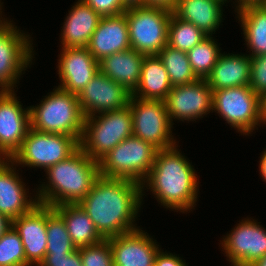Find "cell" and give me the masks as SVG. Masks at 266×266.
<instances>
[{"label":"cell","instance_id":"6da1fadb","mask_svg":"<svg viewBox=\"0 0 266 266\" xmlns=\"http://www.w3.org/2000/svg\"><path fill=\"white\" fill-rule=\"evenodd\" d=\"M103 239L132 232L141 210L142 189L139 182L124 178L99 176L91 191L78 203Z\"/></svg>","mask_w":266,"mask_h":266},{"label":"cell","instance_id":"7a4b0ae2","mask_svg":"<svg viewBox=\"0 0 266 266\" xmlns=\"http://www.w3.org/2000/svg\"><path fill=\"white\" fill-rule=\"evenodd\" d=\"M178 147L157 150L153 167L141 183L142 202L148 189L160 206L187 214L197 205L200 183L194 166Z\"/></svg>","mask_w":266,"mask_h":266},{"label":"cell","instance_id":"3957f363","mask_svg":"<svg viewBox=\"0 0 266 266\" xmlns=\"http://www.w3.org/2000/svg\"><path fill=\"white\" fill-rule=\"evenodd\" d=\"M48 179L36 190L39 203L52 207L60 204H78L90 191L100 176L99 165L80 148L66 160L45 171Z\"/></svg>","mask_w":266,"mask_h":266},{"label":"cell","instance_id":"277c9868","mask_svg":"<svg viewBox=\"0 0 266 266\" xmlns=\"http://www.w3.org/2000/svg\"><path fill=\"white\" fill-rule=\"evenodd\" d=\"M43 97L39 105L29 106L31 128L40 132L66 134L80 142L85 117L77 95L55 86Z\"/></svg>","mask_w":266,"mask_h":266},{"label":"cell","instance_id":"5b68a950","mask_svg":"<svg viewBox=\"0 0 266 266\" xmlns=\"http://www.w3.org/2000/svg\"><path fill=\"white\" fill-rule=\"evenodd\" d=\"M133 135L132 113L126 107L85 117L80 149L97 162Z\"/></svg>","mask_w":266,"mask_h":266},{"label":"cell","instance_id":"8992f818","mask_svg":"<svg viewBox=\"0 0 266 266\" xmlns=\"http://www.w3.org/2000/svg\"><path fill=\"white\" fill-rule=\"evenodd\" d=\"M157 148L134 135L126 138L98 161L99 173L107 178H124L139 182L153 167Z\"/></svg>","mask_w":266,"mask_h":266},{"label":"cell","instance_id":"52a82bcc","mask_svg":"<svg viewBox=\"0 0 266 266\" xmlns=\"http://www.w3.org/2000/svg\"><path fill=\"white\" fill-rule=\"evenodd\" d=\"M130 46L144 55H157L168 41L172 10L151 5L127 7Z\"/></svg>","mask_w":266,"mask_h":266},{"label":"cell","instance_id":"ba28073f","mask_svg":"<svg viewBox=\"0 0 266 266\" xmlns=\"http://www.w3.org/2000/svg\"><path fill=\"white\" fill-rule=\"evenodd\" d=\"M79 148V141L73 136L40 132L30 127L22 146L11 160L17 167L40 168L45 172Z\"/></svg>","mask_w":266,"mask_h":266},{"label":"cell","instance_id":"9c48e42d","mask_svg":"<svg viewBox=\"0 0 266 266\" xmlns=\"http://www.w3.org/2000/svg\"><path fill=\"white\" fill-rule=\"evenodd\" d=\"M13 22L6 19L0 24V91L15 90L35 58L32 35Z\"/></svg>","mask_w":266,"mask_h":266},{"label":"cell","instance_id":"30bf717a","mask_svg":"<svg viewBox=\"0 0 266 266\" xmlns=\"http://www.w3.org/2000/svg\"><path fill=\"white\" fill-rule=\"evenodd\" d=\"M216 112L241 135L250 136L263 126L260 115V97L250 86L218 89L212 93V113Z\"/></svg>","mask_w":266,"mask_h":266},{"label":"cell","instance_id":"8fae6325","mask_svg":"<svg viewBox=\"0 0 266 266\" xmlns=\"http://www.w3.org/2000/svg\"><path fill=\"white\" fill-rule=\"evenodd\" d=\"M128 105L132 113L134 136L151 143L158 150L178 144L172 135L173 125L165 101L140 99L131 95Z\"/></svg>","mask_w":266,"mask_h":266},{"label":"cell","instance_id":"7c38bea8","mask_svg":"<svg viewBox=\"0 0 266 266\" xmlns=\"http://www.w3.org/2000/svg\"><path fill=\"white\" fill-rule=\"evenodd\" d=\"M220 240L231 266H251L266 255V229L260 222L244 218Z\"/></svg>","mask_w":266,"mask_h":266},{"label":"cell","instance_id":"4fadbf2b","mask_svg":"<svg viewBox=\"0 0 266 266\" xmlns=\"http://www.w3.org/2000/svg\"><path fill=\"white\" fill-rule=\"evenodd\" d=\"M16 91H0V159H11L31 127L30 108L23 107Z\"/></svg>","mask_w":266,"mask_h":266},{"label":"cell","instance_id":"5bb4252c","mask_svg":"<svg viewBox=\"0 0 266 266\" xmlns=\"http://www.w3.org/2000/svg\"><path fill=\"white\" fill-rule=\"evenodd\" d=\"M212 89L206 79L173 86L165 99L170 122L195 121L212 112Z\"/></svg>","mask_w":266,"mask_h":266},{"label":"cell","instance_id":"9a60e30c","mask_svg":"<svg viewBox=\"0 0 266 266\" xmlns=\"http://www.w3.org/2000/svg\"><path fill=\"white\" fill-rule=\"evenodd\" d=\"M131 93L100 71L77 95L84 117L119 110L129 103Z\"/></svg>","mask_w":266,"mask_h":266},{"label":"cell","instance_id":"2e32d148","mask_svg":"<svg viewBox=\"0 0 266 266\" xmlns=\"http://www.w3.org/2000/svg\"><path fill=\"white\" fill-rule=\"evenodd\" d=\"M58 55V87L78 95L90 80L99 72V62L90 54L87 47H65Z\"/></svg>","mask_w":266,"mask_h":266},{"label":"cell","instance_id":"e0dca14e","mask_svg":"<svg viewBox=\"0 0 266 266\" xmlns=\"http://www.w3.org/2000/svg\"><path fill=\"white\" fill-rule=\"evenodd\" d=\"M143 228L108 238L113 266H154L160 245Z\"/></svg>","mask_w":266,"mask_h":266},{"label":"cell","instance_id":"ac0fdd59","mask_svg":"<svg viewBox=\"0 0 266 266\" xmlns=\"http://www.w3.org/2000/svg\"><path fill=\"white\" fill-rule=\"evenodd\" d=\"M16 168L11 159H0V213L11 220L27 213L39 203L37 195L31 196L32 193H29V188H26Z\"/></svg>","mask_w":266,"mask_h":266},{"label":"cell","instance_id":"d6986e66","mask_svg":"<svg viewBox=\"0 0 266 266\" xmlns=\"http://www.w3.org/2000/svg\"><path fill=\"white\" fill-rule=\"evenodd\" d=\"M24 247L26 261L39 266L47 250V205L38 203L30 211L12 220Z\"/></svg>","mask_w":266,"mask_h":266},{"label":"cell","instance_id":"ffe728a7","mask_svg":"<svg viewBox=\"0 0 266 266\" xmlns=\"http://www.w3.org/2000/svg\"><path fill=\"white\" fill-rule=\"evenodd\" d=\"M87 48L98 62L116 52L130 49L126 13L102 17Z\"/></svg>","mask_w":266,"mask_h":266},{"label":"cell","instance_id":"44dd1931","mask_svg":"<svg viewBox=\"0 0 266 266\" xmlns=\"http://www.w3.org/2000/svg\"><path fill=\"white\" fill-rule=\"evenodd\" d=\"M75 3L68 10V15L65 17L61 27L60 48L87 47L102 18L83 1L78 0Z\"/></svg>","mask_w":266,"mask_h":266},{"label":"cell","instance_id":"7402d4cb","mask_svg":"<svg viewBox=\"0 0 266 266\" xmlns=\"http://www.w3.org/2000/svg\"><path fill=\"white\" fill-rule=\"evenodd\" d=\"M250 72L251 62L248 54L222 52L206 80L212 92L236 86H249Z\"/></svg>","mask_w":266,"mask_h":266},{"label":"cell","instance_id":"603a6c76","mask_svg":"<svg viewBox=\"0 0 266 266\" xmlns=\"http://www.w3.org/2000/svg\"><path fill=\"white\" fill-rule=\"evenodd\" d=\"M223 2L218 0H177L172 13L194 24L207 36H213L223 19Z\"/></svg>","mask_w":266,"mask_h":266},{"label":"cell","instance_id":"cb8c5ba5","mask_svg":"<svg viewBox=\"0 0 266 266\" xmlns=\"http://www.w3.org/2000/svg\"><path fill=\"white\" fill-rule=\"evenodd\" d=\"M144 57L132 48L116 52L99 61V71L132 94L140 81Z\"/></svg>","mask_w":266,"mask_h":266},{"label":"cell","instance_id":"d4e9b609","mask_svg":"<svg viewBox=\"0 0 266 266\" xmlns=\"http://www.w3.org/2000/svg\"><path fill=\"white\" fill-rule=\"evenodd\" d=\"M172 85L158 55H145L140 81L131 94L140 99L165 101Z\"/></svg>","mask_w":266,"mask_h":266},{"label":"cell","instance_id":"484cf974","mask_svg":"<svg viewBox=\"0 0 266 266\" xmlns=\"http://www.w3.org/2000/svg\"><path fill=\"white\" fill-rule=\"evenodd\" d=\"M234 11L244 34V44L250 50L248 55H266V4L249 5Z\"/></svg>","mask_w":266,"mask_h":266},{"label":"cell","instance_id":"4316f807","mask_svg":"<svg viewBox=\"0 0 266 266\" xmlns=\"http://www.w3.org/2000/svg\"><path fill=\"white\" fill-rule=\"evenodd\" d=\"M53 208L63 218L71 241L77 249L103 240L93 221L79 204H60Z\"/></svg>","mask_w":266,"mask_h":266},{"label":"cell","instance_id":"83f0119b","mask_svg":"<svg viewBox=\"0 0 266 266\" xmlns=\"http://www.w3.org/2000/svg\"><path fill=\"white\" fill-rule=\"evenodd\" d=\"M173 86L187 85L198 80L193 73L187 52L166 45L158 54Z\"/></svg>","mask_w":266,"mask_h":266},{"label":"cell","instance_id":"f1b7e54d","mask_svg":"<svg viewBox=\"0 0 266 266\" xmlns=\"http://www.w3.org/2000/svg\"><path fill=\"white\" fill-rule=\"evenodd\" d=\"M215 37L207 36L187 52L193 73L198 79H206L212 72L222 52Z\"/></svg>","mask_w":266,"mask_h":266},{"label":"cell","instance_id":"f546056e","mask_svg":"<svg viewBox=\"0 0 266 266\" xmlns=\"http://www.w3.org/2000/svg\"><path fill=\"white\" fill-rule=\"evenodd\" d=\"M207 37L194 24L183 21L173 13L170 16L167 45L188 52Z\"/></svg>","mask_w":266,"mask_h":266},{"label":"cell","instance_id":"4dcf8cb0","mask_svg":"<svg viewBox=\"0 0 266 266\" xmlns=\"http://www.w3.org/2000/svg\"><path fill=\"white\" fill-rule=\"evenodd\" d=\"M77 248L73 245L63 218L47 205V250L46 254H69Z\"/></svg>","mask_w":266,"mask_h":266},{"label":"cell","instance_id":"1f68e13d","mask_svg":"<svg viewBox=\"0 0 266 266\" xmlns=\"http://www.w3.org/2000/svg\"><path fill=\"white\" fill-rule=\"evenodd\" d=\"M0 266H31L26 261L22 240L13 226L0 239Z\"/></svg>","mask_w":266,"mask_h":266},{"label":"cell","instance_id":"d6a6232c","mask_svg":"<svg viewBox=\"0 0 266 266\" xmlns=\"http://www.w3.org/2000/svg\"><path fill=\"white\" fill-rule=\"evenodd\" d=\"M78 249L82 266H113V255L108 239Z\"/></svg>","mask_w":266,"mask_h":266},{"label":"cell","instance_id":"836d02e7","mask_svg":"<svg viewBox=\"0 0 266 266\" xmlns=\"http://www.w3.org/2000/svg\"><path fill=\"white\" fill-rule=\"evenodd\" d=\"M250 62L249 86L261 97L266 93V55L250 57Z\"/></svg>","mask_w":266,"mask_h":266},{"label":"cell","instance_id":"e575fe53","mask_svg":"<svg viewBox=\"0 0 266 266\" xmlns=\"http://www.w3.org/2000/svg\"><path fill=\"white\" fill-rule=\"evenodd\" d=\"M89 5L101 17L124 13L127 6L122 0H81Z\"/></svg>","mask_w":266,"mask_h":266},{"label":"cell","instance_id":"d590c367","mask_svg":"<svg viewBox=\"0 0 266 266\" xmlns=\"http://www.w3.org/2000/svg\"><path fill=\"white\" fill-rule=\"evenodd\" d=\"M39 266H82L80 251L69 254H46Z\"/></svg>","mask_w":266,"mask_h":266},{"label":"cell","instance_id":"8d00e7d4","mask_svg":"<svg viewBox=\"0 0 266 266\" xmlns=\"http://www.w3.org/2000/svg\"><path fill=\"white\" fill-rule=\"evenodd\" d=\"M160 250L155 258L154 266H188L179 255Z\"/></svg>","mask_w":266,"mask_h":266},{"label":"cell","instance_id":"74e56055","mask_svg":"<svg viewBox=\"0 0 266 266\" xmlns=\"http://www.w3.org/2000/svg\"><path fill=\"white\" fill-rule=\"evenodd\" d=\"M177 0H145V5L164 7L173 10Z\"/></svg>","mask_w":266,"mask_h":266},{"label":"cell","instance_id":"f35d334b","mask_svg":"<svg viewBox=\"0 0 266 266\" xmlns=\"http://www.w3.org/2000/svg\"><path fill=\"white\" fill-rule=\"evenodd\" d=\"M12 227V220L0 213V239Z\"/></svg>","mask_w":266,"mask_h":266},{"label":"cell","instance_id":"ab89813d","mask_svg":"<svg viewBox=\"0 0 266 266\" xmlns=\"http://www.w3.org/2000/svg\"><path fill=\"white\" fill-rule=\"evenodd\" d=\"M236 3H234L235 10L241 9L245 6L249 5H262L266 4V0H234Z\"/></svg>","mask_w":266,"mask_h":266},{"label":"cell","instance_id":"60d3db41","mask_svg":"<svg viewBox=\"0 0 266 266\" xmlns=\"http://www.w3.org/2000/svg\"><path fill=\"white\" fill-rule=\"evenodd\" d=\"M259 162V174L261 175L260 177L263 179V181L266 183V149H263Z\"/></svg>","mask_w":266,"mask_h":266},{"label":"cell","instance_id":"b9f144b4","mask_svg":"<svg viewBox=\"0 0 266 266\" xmlns=\"http://www.w3.org/2000/svg\"><path fill=\"white\" fill-rule=\"evenodd\" d=\"M260 115L263 125H266V93L260 97Z\"/></svg>","mask_w":266,"mask_h":266},{"label":"cell","instance_id":"7bdbcfd3","mask_svg":"<svg viewBox=\"0 0 266 266\" xmlns=\"http://www.w3.org/2000/svg\"><path fill=\"white\" fill-rule=\"evenodd\" d=\"M123 3L129 6H136V5H145V0H122Z\"/></svg>","mask_w":266,"mask_h":266},{"label":"cell","instance_id":"ee69618b","mask_svg":"<svg viewBox=\"0 0 266 266\" xmlns=\"http://www.w3.org/2000/svg\"><path fill=\"white\" fill-rule=\"evenodd\" d=\"M251 266H266V255L253 263Z\"/></svg>","mask_w":266,"mask_h":266},{"label":"cell","instance_id":"f6af8a7d","mask_svg":"<svg viewBox=\"0 0 266 266\" xmlns=\"http://www.w3.org/2000/svg\"><path fill=\"white\" fill-rule=\"evenodd\" d=\"M4 2H1V0H0V24H2L7 18H5L4 17V15H3V11L2 10H4L3 8V4ZM2 15H3V17H2Z\"/></svg>","mask_w":266,"mask_h":266},{"label":"cell","instance_id":"bcb514c9","mask_svg":"<svg viewBox=\"0 0 266 266\" xmlns=\"http://www.w3.org/2000/svg\"><path fill=\"white\" fill-rule=\"evenodd\" d=\"M218 1L223 2L224 4H227V2L229 3L228 0H218ZM231 2H233V4L235 3L233 0Z\"/></svg>","mask_w":266,"mask_h":266}]
</instances>
